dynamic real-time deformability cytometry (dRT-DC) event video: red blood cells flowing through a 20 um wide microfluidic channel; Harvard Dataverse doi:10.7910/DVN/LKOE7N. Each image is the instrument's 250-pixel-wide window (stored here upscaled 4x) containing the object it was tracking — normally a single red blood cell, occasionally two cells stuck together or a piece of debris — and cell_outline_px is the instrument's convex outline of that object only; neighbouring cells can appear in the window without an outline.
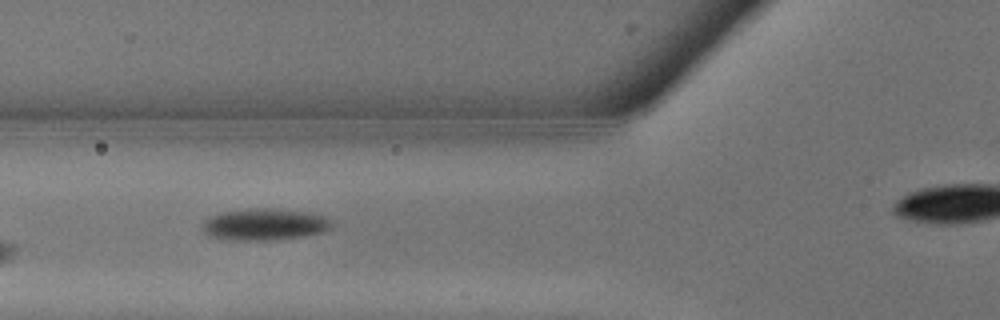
{"species": "common noctule bat (a hibernating species)", "species_latin": "Nyctalus noctula", "temperature_condition": "warm", "stored_images_in_passage": 5, "camera_frame_rate_fps": 3000, "um_per_image_px": 0.085, "animal": {"sex": "male", "body_mass_g": 13.3}, "frame": {"image": 1, "passage_image": 2, "time_ms": 0.333, "image_size_px": [1000, 320], "cell_outline_px": [[328, 228], [320, 232], [300, 236], [264, 240], [220, 240], [208, 236], [204, 228], [204, 220], [220, 212], [252, 208], [268, 208], [300, 212], [320, 216], [328, 220]], "centroid_in_image_um": [22.33, 19.08], "position_along_channel_um": 103.5, "area_um2": 23.0}}
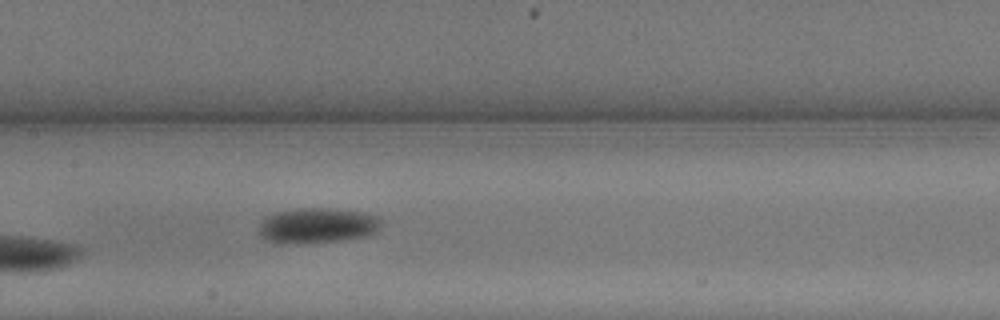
{"frame": {"image": 2, "passage_image": 5, "time_ms": 1.333, "image_size_px": [1000, 320], "cell_outline_px": [[380, 228], [376, 232], [364, 236], [344, 240], [308, 244], [284, 244], [264, 240], [256, 232], [260, 224], [268, 216], [276, 212], [300, 208], [328, 208], [360, 212], [380, 216]], "centroid_in_image_um": [26.94, 19.2], "position_along_channel_um": 180.5, "area_um2": 25.55}}